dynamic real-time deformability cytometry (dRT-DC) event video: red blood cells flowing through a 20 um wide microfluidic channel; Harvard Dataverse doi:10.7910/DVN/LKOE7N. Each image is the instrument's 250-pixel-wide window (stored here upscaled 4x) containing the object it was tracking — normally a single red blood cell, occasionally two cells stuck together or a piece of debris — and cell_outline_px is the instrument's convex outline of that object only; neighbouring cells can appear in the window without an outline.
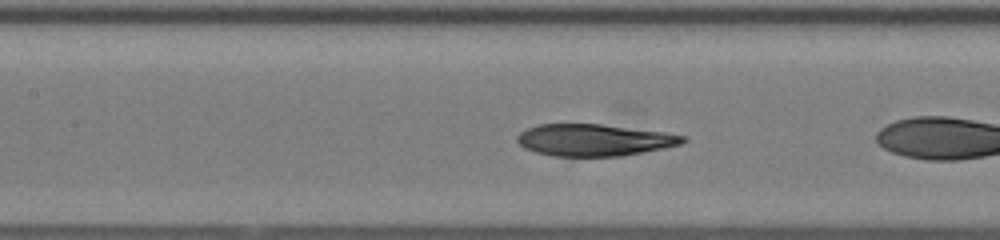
{"species": "human", "species_latin": "Homo sapiens", "temperature_condition": "room temperature", "stored_images_in_passage": 32, "camera_frame_rate_fps": 3000, "um_per_image_px": 0.085, "donor": {"sex": "female"}, "frame": {"image": 1, "passage_image": 5, "time_ms": 1.333, "image_size_px": [1000, 240], "cell_outline_px": [[688, 140], [680, 144], [644, 152], [624, 156], [552, 156], [536, 152], [524, 148], [516, 140], [516, 136], [520, 132], [528, 128], [540, 124], [600, 124], [664, 132], [684, 136]], "centroid_in_image_um": [50.48, 11.9], "position_along_channel_um": 156.9, "area_um2": 30.63}, "authors_computed_cell_mechanics": {"area_um2": 31.7611, "velocity_mm_per_s": 3.9769, "shape_relaxation_time_tau1_ms": 6.9311, "shape_relaxation_time_tau2_ms": null, "deformation_change_tau1": 0.2293, "deformation_change_tau2": null}}